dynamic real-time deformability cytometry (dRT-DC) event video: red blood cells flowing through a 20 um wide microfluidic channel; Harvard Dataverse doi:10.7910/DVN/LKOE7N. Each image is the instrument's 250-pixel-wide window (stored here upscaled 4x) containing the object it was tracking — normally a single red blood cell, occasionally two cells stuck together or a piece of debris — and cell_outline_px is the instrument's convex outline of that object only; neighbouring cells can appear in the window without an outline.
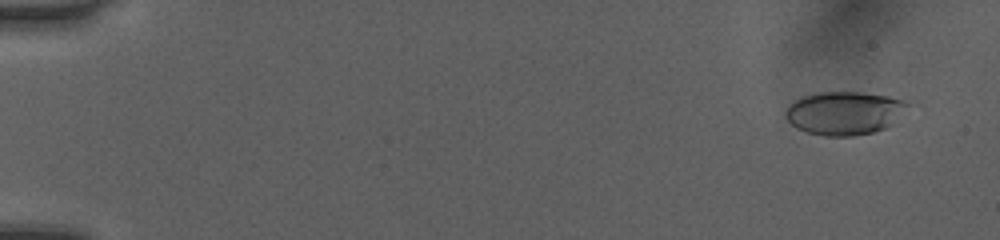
{"species": "human", "species_latin": "Homo sapiens", "temperature_condition": "room temperature", "stored_images_in_passage": 51, "camera_frame_rate_fps": 3000, "um_per_image_px": 0.085, "donor": {"sex": "female"}, "frame": {"image": 1, "passage_image": 3, "time_ms": 0.667, "image_size_px": [1000, 240], "cell_outline_px": [[912, 104], [888, 128], [872, 132], [852, 136], [824, 136], [808, 132], [796, 128], [784, 116], [784, 112], [788, 104], [804, 96], [816, 92], [860, 92], [888, 96], [912, 100]], "centroid_in_image_um": [71.82, 9.6], "position_along_channel_um": 13.2, "area_um2": 31.27}}
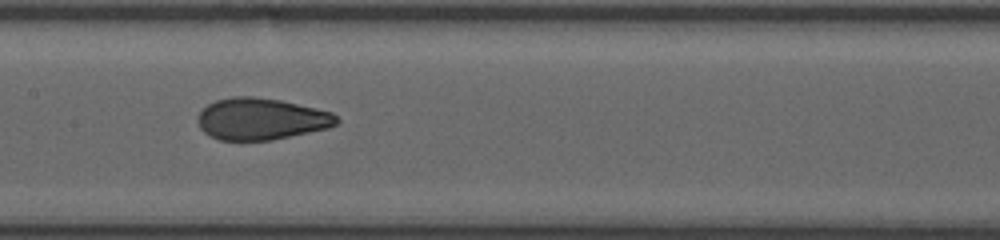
{"frame": {"image": 2, "passage_image": 27, "time_ms": 8.667, "image_size_px": [1000, 240], "cell_outline_px": [[340, 120], [336, 124], [328, 128], [272, 140], [220, 140], [204, 132], [200, 128], [196, 120], [196, 116], [208, 104], [216, 100], [232, 96], [252, 96], [280, 100], [316, 108], [332, 112]], "centroid_in_image_um": [22.18, 10.1], "position_along_channel_um": 185.2, "area_um2": 33.76}}
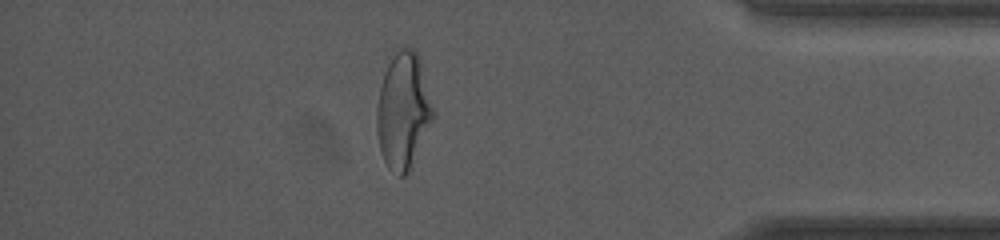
{"frame": {"image": 3, "passage_image": 45, "time_ms": 14.667, "image_size_px": [1000, 240], "cell_outline_px": [[432, 120], [408, 172], [404, 176], [400, 176], [388, 168], [380, 152], [376, 132], [376, 108], [380, 88], [388, 64], [396, 52], [400, 48], [412, 48], [420, 56], [432, 108]], "centroid_in_image_um": [34.24, 9.43], "position_along_channel_um": 401.0, "area_um2": 37.4}, "authors_computed_cell_mechanics": {"area_um2": 33.6974, "velocity_mm_per_s": 4.0867, "shape_relaxation_time_tau1_ms": 5.0746, "shape_relaxation_time_tau2_ms": 0.7429, "deformation_change_tau1": 0.1948, "deformation_change_tau2": 0.0637}}